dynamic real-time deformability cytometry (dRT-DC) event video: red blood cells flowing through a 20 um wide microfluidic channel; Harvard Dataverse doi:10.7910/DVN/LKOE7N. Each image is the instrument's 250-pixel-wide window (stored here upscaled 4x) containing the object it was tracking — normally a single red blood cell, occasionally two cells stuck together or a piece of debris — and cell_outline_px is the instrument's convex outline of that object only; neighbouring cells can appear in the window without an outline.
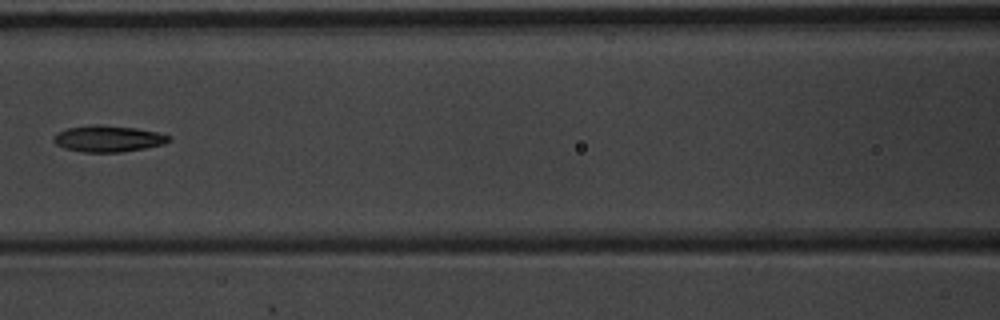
{"species": "common noctule bat (a hibernating species)", "species_latin": "Nyctalus noctula", "temperature_condition": "warm", "stored_images_in_passage": 5, "camera_frame_rate_fps": 3000, "um_per_image_px": 0.085, "animal": {"sex": "male", "body_mass_g": 20.1, "forearm_length_mm": 53.5}, "frame": {"image": 1, "passage_image": 5, "time_ms": 1.333, "image_size_px": [1000, 320], "cell_outline_px": [[172, 140], [164, 144], [144, 148], [120, 152], [84, 152], [64, 148], [56, 144], [52, 140], [52, 136], [56, 132], [68, 128], [92, 124], [100, 124], [136, 128], [156, 132], [172, 136]], "centroid_in_image_um": [9.17, 11.78], "position_along_channel_um": 157.4, "area_um2": 17.86}}